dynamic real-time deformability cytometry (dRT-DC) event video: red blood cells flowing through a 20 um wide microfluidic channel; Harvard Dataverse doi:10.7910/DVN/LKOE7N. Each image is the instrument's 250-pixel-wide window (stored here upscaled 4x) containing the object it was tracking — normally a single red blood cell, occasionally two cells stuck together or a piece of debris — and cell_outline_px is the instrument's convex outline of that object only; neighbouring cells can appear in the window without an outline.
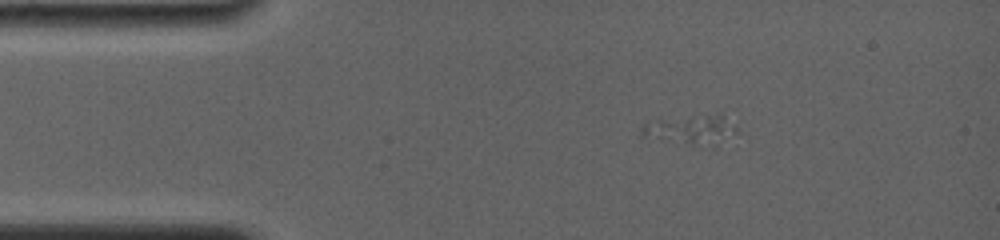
{"species": "common noctule bat (a hibernating species)", "species_latin": "Nyctalus noctula", "temperature_condition": "room temperature", "stored_images_in_passage": 6, "camera_frame_rate_fps": 4000, "um_per_image_px": 0.085, "animal": {"sex": "female", "body_mass_g": 19.0, "forearm_length_mm": 56.7}, "frame": {"image": 1, "passage_image": 1, "time_ms": 0.0, "image_size_px": [1000, 240], "cell_outline_px": [[740, 132], [712, 148], [640, 136], [640, 132], [644, 124], [656, 120], [720, 112], [724, 112], [736, 124]], "centroid_in_image_um": [58.91, 11.01], "position_along_channel_um": 26.1, "area_um2": 17.11}}